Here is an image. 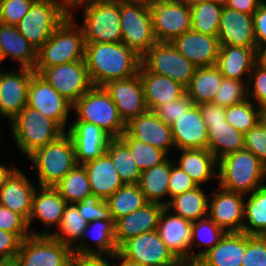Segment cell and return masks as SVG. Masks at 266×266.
<instances>
[{"instance_id": "cell-1", "label": "cell", "mask_w": 266, "mask_h": 266, "mask_svg": "<svg viewBox=\"0 0 266 266\" xmlns=\"http://www.w3.org/2000/svg\"><path fill=\"white\" fill-rule=\"evenodd\" d=\"M141 58L122 42L85 43L84 60L93 86L138 74Z\"/></svg>"}, {"instance_id": "cell-2", "label": "cell", "mask_w": 266, "mask_h": 266, "mask_svg": "<svg viewBox=\"0 0 266 266\" xmlns=\"http://www.w3.org/2000/svg\"><path fill=\"white\" fill-rule=\"evenodd\" d=\"M75 22L74 14L68 15L37 50L34 68L37 74L44 68L84 59V33L82 27Z\"/></svg>"}, {"instance_id": "cell-3", "label": "cell", "mask_w": 266, "mask_h": 266, "mask_svg": "<svg viewBox=\"0 0 266 266\" xmlns=\"http://www.w3.org/2000/svg\"><path fill=\"white\" fill-rule=\"evenodd\" d=\"M217 167L218 185L225 190L246 196L265 184L266 167L245 148L219 159Z\"/></svg>"}, {"instance_id": "cell-4", "label": "cell", "mask_w": 266, "mask_h": 266, "mask_svg": "<svg viewBox=\"0 0 266 266\" xmlns=\"http://www.w3.org/2000/svg\"><path fill=\"white\" fill-rule=\"evenodd\" d=\"M10 123L15 144L27 157L66 133L56 121L27 105Z\"/></svg>"}, {"instance_id": "cell-5", "label": "cell", "mask_w": 266, "mask_h": 266, "mask_svg": "<svg viewBox=\"0 0 266 266\" xmlns=\"http://www.w3.org/2000/svg\"><path fill=\"white\" fill-rule=\"evenodd\" d=\"M27 158L33 164L31 168L36 169L41 187H54L77 165L74 144L67 133L38 148Z\"/></svg>"}, {"instance_id": "cell-6", "label": "cell", "mask_w": 266, "mask_h": 266, "mask_svg": "<svg viewBox=\"0 0 266 266\" xmlns=\"http://www.w3.org/2000/svg\"><path fill=\"white\" fill-rule=\"evenodd\" d=\"M76 120L97 125L112 138H119L126 131V124L117 107L103 86H92L74 104Z\"/></svg>"}, {"instance_id": "cell-7", "label": "cell", "mask_w": 266, "mask_h": 266, "mask_svg": "<svg viewBox=\"0 0 266 266\" xmlns=\"http://www.w3.org/2000/svg\"><path fill=\"white\" fill-rule=\"evenodd\" d=\"M82 27L85 43L122 41L120 3L102 0L83 5Z\"/></svg>"}, {"instance_id": "cell-8", "label": "cell", "mask_w": 266, "mask_h": 266, "mask_svg": "<svg viewBox=\"0 0 266 266\" xmlns=\"http://www.w3.org/2000/svg\"><path fill=\"white\" fill-rule=\"evenodd\" d=\"M68 16L66 9L53 0H35L27 14L15 26L38 50Z\"/></svg>"}, {"instance_id": "cell-9", "label": "cell", "mask_w": 266, "mask_h": 266, "mask_svg": "<svg viewBox=\"0 0 266 266\" xmlns=\"http://www.w3.org/2000/svg\"><path fill=\"white\" fill-rule=\"evenodd\" d=\"M122 43L143 56L156 42L150 7L120 3Z\"/></svg>"}, {"instance_id": "cell-10", "label": "cell", "mask_w": 266, "mask_h": 266, "mask_svg": "<svg viewBox=\"0 0 266 266\" xmlns=\"http://www.w3.org/2000/svg\"><path fill=\"white\" fill-rule=\"evenodd\" d=\"M73 251L51 235L25 238L12 266H69Z\"/></svg>"}, {"instance_id": "cell-11", "label": "cell", "mask_w": 266, "mask_h": 266, "mask_svg": "<svg viewBox=\"0 0 266 266\" xmlns=\"http://www.w3.org/2000/svg\"><path fill=\"white\" fill-rule=\"evenodd\" d=\"M141 63L158 75L167 76L187 88L196 66L180 54L171 42H156L141 58Z\"/></svg>"}, {"instance_id": "cell-12", "label": "cell", "mask_w": 266, "mask_h": 266, "mask_svg": "<svg viewBox=\"0 0 266 266\" xmlns=\"http://www.w3.org/2000/svg\"><path fill=\"white\" fill-rule=\"evenodd\" d=\"M125 259L140 266H180L156 230L126 240L118 249Z\"/></svg>"}, {"instance_id": "cell-13", "label": "cell", "mask_w": 266, "mask_h": 266, "mask_svg": "<svg viewBox=\"0 0 266 266\" xmlns=\"http://www.w3.org/2000/svg\"><path fill=\"white\" fill-rule=\"evenodd\" d=\"M150 11L158 42H172L191 30V7L178 0H156L150 6Z\"/></svg>"}, {"instance_id": "cell-14", "label": "cell", "mask_w": 266, "mask_h": 266, "mask_svg": "<svg viewBox=\"0 0 266 266\" xmlns=\"http://www.w3.org/2000/svg\"><path fill=\"white\" fill-rule=\"evenodd\" d=\"M39 75L72 105L93 86L84 59L44 68Z\"/></svg>"}, {"instance_id": "cell-15", "label": "cell", "mask_w": 266, "mask_h": 266, "mask_svg": "<svg viewBox=\"0 0 266 266\" xmlns=\"http://www.w3.org/2000/svg\"><path fill=\"white\" fill-rule=\"evenodd\" d=\"M27 106L56 121L64 130L73 105L42 76L35 73L29 85Z\"/></svg>"}, {"instance_id": "cell-16", "label": "cell", "mask_w": 266, "mask_h": 266, "mask_svg": "<svg viewBox=\"0 0 266 266\" xmlns=\"http://www.w3.org/2000/svg\"><path fill=\"white\" fill-rule=\"evenodd\" d=\"M169 211L164 207L156 231L180 262H194V253L190 249L193 222Z\"/></svg>"}, {"instance_id": "cell-17", "label": "cell", "mask_w": 266, "mask_h": 266, "mask_svg": "<svg viewBox=\"0 0 266 266\" xmlns=\"http://www.w3.org/2000/svg\"><path fill=\"white\" fill-rule=\"evenodd\" d=\"M6 72L0 70V112L12 121L27 105L29 85L36 73L29 68Z\"/></svg>"}, {"instance_id": "cell-18", "label": "cell", "mask_w": 266, "mask_h": 266, "mask_svg": "<svg viewBox=\"0 0 266 266\" xmlns=\"http://www.w3.org/2000/svg\"><path fill=\"white\" fill-rule=\"evenodd\" d=\"M103 87L125 124L148 111L139 73L127 79L109 81Z\"/></svg>"}, {"instance_id": "cell-19", "label": "cell", "mask_w": 266, "mask_h": 266, "mask_svg": "<svg viewBox=\"0 0 266 266\" xmlns=\"http://www.w3.org/2000/svg\"><path fill=\"white\" fill-rule=\"evenodd\" d=\"M208 207V218L226 232H242L244 225V196L218 187Z\"/></svg>"}, {"instance_id": "cell-20", "label": "cell", "mask_w": 266, "mask_h": 266, "mask_svg": "<svg viewBox=\"0 0 266 266\" xmlns=\"http://www.w3.org/2000/svg\"><path fill=\"white\" fill-rule=\"evenodd\" d=\"M72 139L78 165L95 160L106 153L112 137L95 124L73 121L66 132Z\"/></svg>"}, {"instance_id": "cell-21", "label": "cell", "mask_w": 266, "mask_h": 266, "mask_svg": "<svg viewBox=\"0 0 266 266\" xmlns=\"http://www.w3.org/2000/svg\"><path fill=\"white\" fill-rule=\"evenodd\" d=\"M187 60L198 67H210L217 64L220 42L218 36L201 34L189 30L171 42Z\"/></svg>"}, {"instance_id": "cell-22", "label": "cell", "mask_w": 266, "mask_h": 266, "mask_svg": "<svg viewBox=\"0 0 266 266\" xmlns=\"http://www.w3.org/2000/svg\"><path fill=\"white\" fill-rule=\"evenodd\" d=\"M176 150L208 149V132L198 105L193 104L170 125Z\"/></svg>"}, {"instance_id": "cell-23", "label": "cell", "mask_w": 266, "mask_h": 266, "mask_svg": "<svg viewBox=\"0 0 266 266\" xmlns=\"http://www.w3.org/2000/svg\"><path fill=\"white\" fill-rule=\"evenodd\" d=\"M126 132L134 139L157 147L167 154L174 145L170 125L163 122L153 111H147L126 124Z\"/></svg>"}, {"instance_id": "cell-24", "label": "cell", "mask_w": 266, "mask_h": 266, "mask_svg": "<svg viewBox=\"0 0 266 266\" xmlns=\"http://www.w3.org/2000/svg\"><path fill=\"white\" fill-rule=\"evenodd\" d=\"M35 189L26 174L16 167L0 187V204L29 222Z\"/></svg>"}, {"instance_id": "cell-25", "label": "cell", "mask_w": 266, "mask_h": 266, "mask_svg": "<svg viewBox=\"0 0 266 266\" xmlns=\"http://www.w3.org/2000/svg\"><path fill=\"white\" fill-rule=\"evenodd\" d=\"M165 206L148 202L136 211L114 222L115 242L118 248L129 238L157 230L158 220Z\"/></svg>"}, {"instance_id": "cell-26", "label": "cell", "mask_w": 266, "mask_h": 266, "mask_svg": "<svg viewBox=\"0 0 266 266\" xmlns=\"http://www.w3.org/2000/svg\"><path fill=\"white\" fill-rule=\"evenodd\" d=\"M220 45L256 48L253 15L223 7L218 30Z\"/></svg>"}, {"instance_id": "cell-27", "label": "cell", "mask_w": 266, "mask_h": 266, "mask_svg": "<svg viewBox=\"0 0 266 266\" xmlns=\"http://www.w3.org/2000/svg\"><path fill=\"white\" fill-rule=\"evenodd\" d=\"M138 73L148 111H154L161 104L175 101L186 93L183 85L167 76L150 72L142 63Z\"/></svg>"}, {"instance_id": "cell-28", "label": "cell", "mask_w": 266, "mask_h": 266, "mask_svg": "<svg viewBox=\"0 0 266 266\" xmlns=\"http://www.w3.org/2000/svg\"><path fill=\"white\" fill-rule=\"evenodd\" d=\"M258 59L257 48L221 45L216 66L224 78L244 81Z\"/></svg>"}, {"instance_id": "cell-29", "label": "cell", "mask_w": 266, "mask_h": 266, "mask_svg": "<svg viewBox=\"0 0 266 266\" xmlns=\"http://www.w3.org/2000/svg\"><path fill=\"white\" fill-rule=\"evenodd\" d=\"M246 233L227 232L224 237L196 262L200 266H242Z\"/></svg>"}, {"instance_id": "cell-30", "label": "cell", "mask_w": 266, "mask_h": 266, "mask_svg": "<svg viewBox=\"0 0 266 266\" xmlns=\"http://www.w3.org/2000/svg\"><path fill=\"white\" fill-rule=\"evenodd\" d=\"M89 236L92 243H95V248H91L85 242L83 243V240ZM118 249L115 242L114 220L97 219L87 223L81 241L72 251L80 255H106L110 258L118 252Z\"/></svg>"}, {"instance_id": "cell-31", "label": "cell", "mask_w": 266, "mask_h": 266, "mask_svg": "<svg viewBox=\"0 0 266 266\" xmlns=\"http://www.w3.org/2000/svg\"><path fill=\"white\" fill-rule=\"evenodd\" d=\"M83 166L88 174L92 194L100 199L107 200L124 185L111 158L106 153L84 163Z\"/></svg>"}, {"instance_id": "cell-32", "label": "cell", "mask_w": 266, "mask_h": 266, "mask_svg": "<svg viewBox=\"0 0 266 266\" xmlns=\"http://www.w3.org/2000/svg\"><path fill=\"white\" fill-rule=\"evenodd\" d=\"M68 203L54 187H41L35 189L32 198V210L28 222L30 228L34 219L38 218L43 226H60L64 209Z\"/></svg>"}, {"instance_id": "cell-33", "label": "cell", "mask_w": 266, "mask_h": 266, "mask_svg": "<svg viewBox=\"0 0 266 266\" xmlns=\"http://www.w3.org/2000/svg\"><path fill=\"white\" fill-rule=\"evenodd\" d=\"M0 46L5 59L9 57L18 61L21 68L34 70L37 49L18 31L16 26L0 22Z\"/></svg>"}, {"instance_id": "cell-34", "label": "cell", "mask_w": 266, "mask_h": 266, "mask_svg": "<svg viewBox=\"0 0 266 266\" xmlns=\"http://www.w3.org/2000/svg\"><path fill=\"white\" fill-rule=\"evenodd\" d=\"M178 165L192 180L198 185L203 186L209 180L217 177L218 160L208 149H182Z\"/></svg>"}, {"instance_id": "cell-35", "label": "cell", "mask_w": 266, "mask_h": 266, "mask_svg": "<svg viewBox=\"0 0 266 266\" xmlns=\"http://www.w3.org/2000/svg\"><path fill=\"white\" fill-rule=\"evenodd\" d=\"M174 163L167 158L161 164L142 171L138 185L148 202L167 205V201L163 198L169 196L168 181Z\"/></svg>"}, {"instance_id": "cell-36", "label": "cell", "mask_w": 266, "mask_h": 266, "mask_svg": "<svg viewBox=\"0 0 266 266\" xmlns=\"http://www.w3.org/2000/svg\"><path fill=\"white\" fill-rule=\"evenodd\" d=\"M208 132V150L217 160L225 155L244 149V134L236 130L227 121L218 124H206Z\"/></svg>"}, {"instance_id": "cell-37", "label": "cell", "mask_w": 266, "mask_h": 266, "mask_svg": "<svg viewBox=\"0 0 266 266\" xmlns=\"http://www.w3.org/2000/svg\"><path fill=\"white\" fill-rule=\"evenodd\" d=\"M202 186H197L193 190L167 200V209H172L174 214L190 221L195 222L208 216L209 197L202 190Z\"/></svg>"}, {"instance_id": "cell-38", "label": "cell", "mask_w": 266, "mask_h": 266, "mask_svg": "<svg viewBox=\"0 0 266 266\" xmlns=\"http://www.w3.org/2000/svg\"><path fill=\"white\" fill-rule=\"evenodd\" d=\"M223 78L224 76L216 65L198 67L186 88V93L196 105L213 102Z\"/></svg>"}, {"instance_id": "cell-39", "label": "cell", "mask_w": 266, "mask_h": 266, "mask_svg": "<svg viewBox=\"0 0 266 266\" xmlns=\"http://www.w3.org/2000/svg\"><path fill=\"white\" fill-rule=\"evenodd\" d=\"M87 223L80 216L77 206L68 203L64 209L60 226L57 228L58 231L48 233V231L43 230L39 233L34 230L31 235H51L54 239L73 249L77 245V241H81Z\"/></svg>"}, {"instance_id": "cell-40", "label": "cell", "mask_w": 266, "mask_h": 266, "mask_svg": "<svg viewBox=\"0 0 266 266\" xmlns=\"http://www.w3.org/2000/svg\"><path fill=\"white\" fill-rule=\"evenodd\" d=\"M106 154L111 158L124 184H135L139 182L142 171L133 159L129 147L120 138H112L110 140Z\"/></svg>"}, {"instance_id": "cell-41", "label": "cell", "mask_w": 266, "mask_h": 266, "mask_svg": "<svg viewBox=\"0 0 266 266\" xmlns=\"http://www.w3.org/2000/svg\"><path fill=\"white\" fill-rule=\"evenodd\" d=\"M106 202L114 222L148 203L138 183L124 184Z\"/></svg>"}, {"instance_id": "cell-42", "label": "cell", "mask_w": 266, "mask_h": 266, "mask_svg": "<svg viewBox=\"0 0 266 266\" xmlns=\"http://www.w3.org/2000/svg\"><path fill=\"white\" fill-rule=\"evenodd\" d=\"M245 201L243 233L266 235V184L248 195Z\"/></svg>"}, {"instance_id": "cell-43", "label": "cell", "mask_w": 266, "mask_h": 266, "mask_svg": "<svg viewBox=\"0 0 266 266\" xmlns=\"http://www.w3.org/2000/svg\"><path fill=\"white\" fill-rule=\"evenodd\" d=\"M54 188L70 204L92 195L87 171L78 164Z\"/></svg>"}, {"instance_id": "cell-44", "label": "cell", "mask_w": 266, "mask_h": 266, "mask_svg": "<svg viewBox=\"0 0 266 266\" xmlns=\"http://www.w3.org/2000/svg\"><path fill=\"white\" fill-rule=\"evenodd\" d=\"M223 7L210 0L191 7V30L205 35L218 36Z\"/></svg>"}, {"instance_id": "cell-45", "label": "cell", "mask_w": 266, "mask_h": 266, "mask_svg": "<svg viewBox=\"0 0 266 266\" xmlns=\"http://www.w3.org/2000/svg\"><path fill=\"white\" fill-rule=\"evenodd\" d=\"M119 138L129 147L131 155L141 171L159 165L168 158V154L163 150L137 141L126 131Z\"/></svg>"}, {"instance_id": "cell-46", "label": "cell", "mask_w": 266, "mask_h": 266, "mask_svg": "<svg viewBox=\"0 0 266 266\" xmlns=\"http://www.w3.org/2000/svg\"><path fill=\"white\" fill-rule=\"evenodd\" d=\"M227 232L217 226L208 217L195 221L192 224V239L190 248L194 245L204 246V250L194 253V262H196L204 253L212 249Z\"/></svg>"}, {"instance_id": "cell-47", "label": "cell", "mask_w": 266, "mask_h": 266, "mask_svg": "<svg viewBox=\"0 0 266 266\" xmlns=\"http://www.w3.org/2000/svg\"><path fill=\"white\" fill-rule=\"evenodd\" d=\"M253 105L250 99H246L239 104L227 107L226 121L245 134L261 120V108Z\"/></svg>"}, {"instance_id": "cell-48", "label": "cell", "mask_w": 266, "mask_h": 266, "mask_svg": "<svg viewBox=\"0 0 266 266\" xmlns=\"http://www.w3.org/2000/svg\"><path fill=\"white\" fill-rule=\"evenodd\" d=\"M248 99L247 83L240 80L223 78L219 89L216 91L213 103L222 107L239 104Z\"/></svg>"}, {"instance_id": "cell-49", "label": "cell", "mask_w": 266, "mask_h": 266, "mask_svg": "<svg viewBox=\"0 0 266 266\" xmlns=\"http://www.w3.org/2000/svg\"><path fill=\"white\" fill-rule=\"evenodd\" d=\"M246 81L248 99L256 101L259 108L264 107L266 105V66L258 60Z\"/></svg>"}, {"instance_id": "cell-50", "label": "cell", "mask_w": 266, "mask_h": 266, "mask_svg": "<svg viewBox=\"0 0 266 266\" xmlns=\"http://www.w3.org/2000/svg\"><path fill=\"white\" fill-rule=\"evenodd\" d=\"M80 216L87 222L95 220H113L106 200L90 195L81 202L75 203Z\"/></svg>"}, {"instance_id": "cell-51", "label": "cell", "mask_w": 266, "mask_h": 266, "mask_svg": "<svg viewBox=\"0 0 266 266\" xmlns=\"http://www.w3.org/2000/svg\"><path fill=\"white\" fill-rule=\"evenodd\" d=\"M242 266H266V235L246 234Z\"/></svg>"}, {"instance_id": "cell-52", "label": "cell", "mask_w": 266, "mask_h": 266, "mask_svg": "<svg viewBox=\"0 0 266 266\" xmlns=\"http://www.w3.org/2000/svg\"><path fill=\"white\" fill-rule=\"evenodd\" d=\"M244 148L266 167V125L261 120L244 134Z\"/></svg>"}, {"instance_id": "cell-53", "label": "cell", "mask_w": 266, "mask_h": 266, "mask_svg": "<svg viewBox=\"0 0 266 266\" xmlns=\"http://www.w3.org/2000/svg\"><path fill=\"white\" fill-rule=\"evenodd\" d=\"M35 0H0V22L16 25L30 10Z\"/></svg>"}, {"instance_id": "cell-54", "label": "cell", "mask_w": 266, "mask_h": 266, "mask_svg": "<svg viewBox=\"0 0 266 266\" xmlns=\"http://www.w3.org/2000/svg\"><path fill=\"white\" fill-rule=\"evenodd\" d=\"M0 230L15 233L22 241L31 235L28 222L21 215L1 204Z\"/></svg>"}, {"instance_id": "cell-55", "label": "cell", "mask_w": 266, "mask_h": 266, "mask_svg": "<svg viewBox=\"0 0 266 266\" xmlns=\"http://www.w3.org/2000/svg\"><path fill=\"white\" fill-rule=\"evenodd\" d=\"M192 99L185 93L175 101L161 104L153 112L166 124L171 125L193 105Z\"/></svg>"}, {"instance_id": "cell-56", "label": "cell", "mask_w": 266, "mask_h": 266, "mask_svg": "<svg viewBox=\"0 0 266 266\" xmlns=\"http://www.w3.org/2000/svg\"><path fill=\"white\" fill-rule=\"evenodd\" d=\"M170 199L186 191L193 190L198 185L175 163L172 165L170 179L168 181Z\"/></svg>"}, {"instance_id": "cell-57", "label": "cell", "mask_w": 266, "mask_h": 266, "mask_svg": "<svg viewBox=\"0 0 266 266\" xmlns=\"http://www.w3.org/2000/svg\"><path fill=\"white\" fill-rule=\"evenodd\" d=\"M22 240L15 234L0 230V262L12 264Z\"/></svg>"}, {"instance_id": "cell-58", "label": "cell", "mask_w": 266, "mask_h": 266, "mask_svg": "<svg viewBox=\"0 0 266 266\" xmlns=\"http://www.w3.org/2000/svg\"><path fill=\"white\" fill-rule=\"evenodd\" d=\"M254 36L258 53L266 48V2L253 14Z\"/></svg>"}, {"instance_id": "cell-59", "label": "cell", "mask_w": 266, "mask_h": 266, "mask_svg": "<svg viewBox=\"0 0 266 266\" xmlns=\"http://www.w3.org/2000/svg\"><path fill=\"white\" fill-rule=\"evenodd\" d=\"M205 124H218L226 121V108L213 102L198 105Z\"/></svg>"}, {"instance_id": "cell-60", "label": "cell", "mask_w": 266, "mask_h": 266, "mask_svg": "<svg viewBox=\"0 0 266 266\" xmlns=\"http://www.w3.org/2000/svg\"><path fill=\"white\" fill-rule=\"evenodd\" d=\"M106 255H80L72 253L69 266H111Z\"/></svg>"}, {"instance_id": "cell-61", "label": "cell", "mask_w": 266, "mask_h": 266, "mask_svg": "<svg viewBox=\"0 0 266 266\" xmlns=\"http://www.w3.org/2000/svg\"><path fill=\"white\" fill-rule=\"evenodd\" d=\"M262 3L261 0H228L226 6L239 12L253 15Z\"/></svg>"}, {"instance_id": "cell-62", "label": "cell", "mask_w": 266, "mask_h": 266, "mask_svg": "<svg viewBox=\"0 0 266 266\" xmlns=\"http://www.w3.org/2000/svg\"><path fill=\"white\" fill-rule=\"evenodd\" d=\"M99 1L102 0H67V13L68 15H72L73 14L72 10L74 8L77 9L79 6Z\"/></svg>"}, {"instance_id": "cell-63", "label": "cell", "mask_w": 266, "mask_h": 266, "mask_svg": "<svg viewBox=\"0 0 266 266\" xmlns=\"http://www.w3.org/2000/svg\"><path fill=\"white\" fill-rule=\"evenodd\" d=\"M7 168L6 166L0 163V187L4 184L6 178L11 174V172L15 169Z\"/></svg>"}, {"instance_id": "cell-64", "label": "cell", "mask_w": 266, "mask_h": 266, "mask_svg": "<svg viewBox=\"0 0 266 266\" xmlns=\"http://www.w3.org/2000/svg\"><path fill=\"white\" fill-rule=\"evenodd\" d=\"M115 259L117 261H120V264L118 266H140L139 264L133 263L127 259H125L124 257H122L118 252L115 253L112 257H110V259ZM115 266V265H114Z\"/></svg>"}, {"instance_id": "cell-65", "label": "cell", "mask_w": 266, "mask_h": 266, "mask_svg": "<svg viewBox=\"0 0 266 266\" xmlns=\"http://www.w3.org/2000/svg\"><path fill=\"white\" fill-rule=\"evenodd\" d=\"M119 3H133V4H142L146 6H151L156 0H116Z\"/></svg>"}, {"instance_id": "cell-66", "label": "cell", "mask_w": 266, "mask_h": 266, "mask_svg": "<svg viewBox=\"0 0 266 266\" xmlns=\"http://www.w3.org/2000/svg\"><path fill=\"white\" fill-rule=\"evenodd\" d=\"M181 3H183L184 5L188 6V7H193L196 4L208 1V0H178Z\"/></svg>"}, {"instance_id": "cell-67", "label": "cell", "mask_w": 266, "mask_h": 266, "mask_svg": "<svg viewBox=\"0 0 266 266\" xmlns=\"http://www.w3.org/2000/svg\"><path fill=\"white\" fill-rule=\"evenodd\" d=\"M263 65L266 66V48L261 50L259 52V59H258Z\"/></svg>"}, {"instance_id": "cell-68", "label": "cell", "mask_w": 266, "mask_h": 266, "mask_svg": "<svg viewBox=\"0 0 266 266\" xmlns=\"http://www.w3.org/2000/svg\"><path fill=\"white\" fill-rule=\"evenodd\" d=\"M261 121L266 125V105L261 108Z\"/></svg>"}, {"instance_id": "cell-69", "label": "cell", "mask_w": 266, "mask_h": 266, "mask_svg": "<svg viewBox=\"0 0 266 266\" xmlns=\"http://www.w3.org/2000/svg\"><path fill=\"white\" fill-rule=\"evenodd\" d=\"M180 266H200L197 262H181Z\"/></svg>"}, {"instance_id": "cell-70", "label": "cell", "mask_w": 266, "mask_h": 266, "mask_svg": "<svg viewBox=\"0 0 266 266\" xmlns=\"http://www.w3.org/2000/svg\"><path fill=\"white\" fill-rule=\"evenodd\" d=\"M213 1L214 3L220 4L222 6H226L228 3V0H210Z\"/></svg>"}, {"instance_id": "cell-71", "label": "cell", "mask_w": 266, "mask_h": 266, "mask_svg": "<svg viewBox=\"0 0 266 266\" xmlns=\"http://www.w3.org/2000/svg\"><path fill=\"white\" fill-rule=\"evenodd\" d=\"M59 2L67 11V0H53Z\"/></svg>"}, {"instance_id": "cell-72", "label": "cell", "mask_w": 266, "mask_h": 266, "mask_svg": "<svg viewBox=\"0 0 266 266\" xmlns=\"http://www.w3.org/2000/svg\"><path fill=\"white\" fill-rule=\"evenodd\" d=\"M5 60V57H4V54H3V51H2V48L0 46V64ZM1 70V69H0Z\"/></svg>"}, {"instance_id": "cell-73", "label": "cell", "mask_w": 266, "mask_h": 266, "mask_svg": "<svg viewBox=\"0 0 266 266\" xmlns=\"http://www.w3.org/2000/svg\"><path fill=\"white\" fill-rule=\"evenodd\" d=\"M0 266H12V264L6 262H0Z\"/></svg>"}]
</instances>
